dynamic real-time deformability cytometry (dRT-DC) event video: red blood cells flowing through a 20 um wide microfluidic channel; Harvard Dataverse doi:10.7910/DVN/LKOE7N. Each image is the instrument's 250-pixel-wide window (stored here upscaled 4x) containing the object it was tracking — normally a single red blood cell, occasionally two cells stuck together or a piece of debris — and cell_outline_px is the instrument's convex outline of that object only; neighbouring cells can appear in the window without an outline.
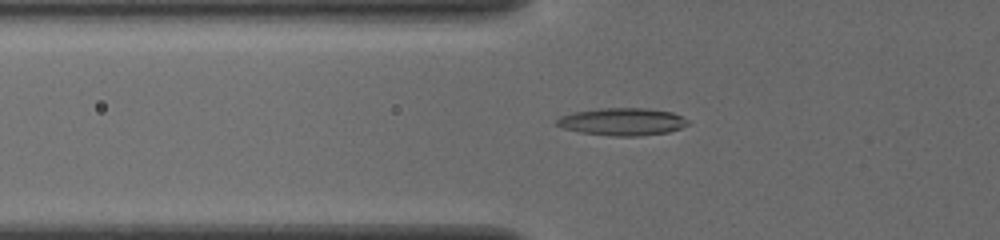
{"species": "common noctule bat (a hibernating species)", "species_latin": "Nyctalus noctula", "temperature_condition": "cold", "stored_images_in_passage": 41, "camera_frame_rate_fps": 3000, "um_per_image_px": 0.085, "animal": {"sex": "female", "body_mass_g": 19.5, "forearm_length_mm": 54.1}, "frame": {"image": 1, "passage_image": 22, "time_ms": 7.0, "image_size_px": [1000, 240], "cell_outline_px": [[688, 124], [680, 128], [668, 132], [636, 136], [612, 136], [580, 132], [564, 128], [556, 124], [556, 120], [560, 116], [572, 112], [600, 108], [644, 108], [672, 112], [688, 120]], "centroid_in_image_um": [52.87, 10.34], "position_along_channel_um": 72.9, "area_um2": 20.87}}
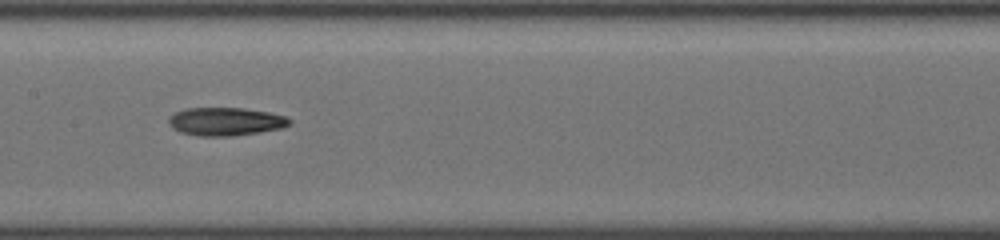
{"frame": {"image": 2, "passage_image": 31, "time_ms": 10.0, "image_size_px": [1000, 240], "cell_outline_px": [[292, 124], [284, 128], [260, 132], [232, 136], [200, 136], [180, 132], [172, 128], [168, 124], [168, 120], [176, 112], [188, 108], [244, 108], [268, 112], [284, 116], [292, 120]], "centroid_in_image_um": [19.21, 10.34], "position_along_channel_um": 188.2, "area_um2": 19.88}}
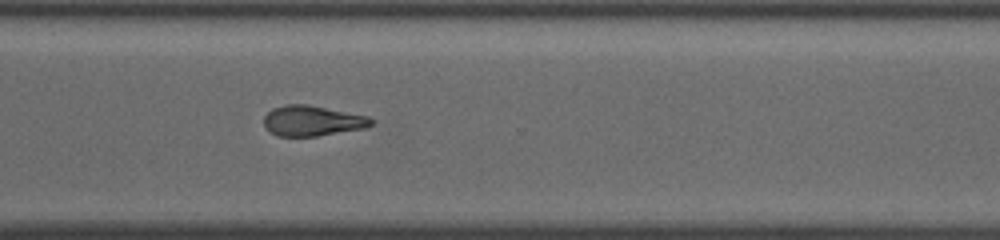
{"frame": {"image": 3, "passage_image": 41, "time_ms": 13.333, "image_size_px": [1000, 240], "cell_outline_px": [[372, 124], [368, 128], [316, 136], [276, 136], [264, 124], [264, 116], [272, 108], [284, 104], [308, 104], [368, 116], [372, 120]], "centroid_in_image_um": [26.55, 10.26], "position_along_channel_um": 344.0, "area_um2": 19.02}}